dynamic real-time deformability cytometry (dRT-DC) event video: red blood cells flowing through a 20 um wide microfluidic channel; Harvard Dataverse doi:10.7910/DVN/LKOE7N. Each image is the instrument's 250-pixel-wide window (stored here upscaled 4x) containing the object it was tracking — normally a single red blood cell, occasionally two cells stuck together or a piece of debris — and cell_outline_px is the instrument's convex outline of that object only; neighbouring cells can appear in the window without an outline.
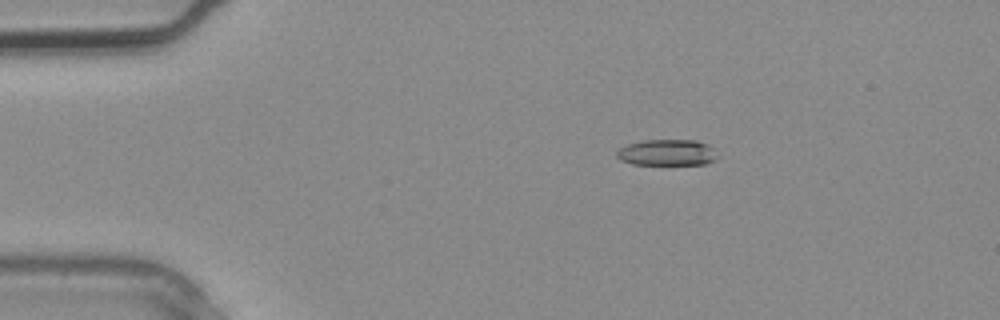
{"species": "common noctule bat (a hibernating species)", "species_latin": "Nyctalus noctula", "temperature_condition": "warm", "stored_images_in_passage": 1, "camera_frame_rate_fps": 3000, "um_per_image_px": 0.085, "animal": {"sex": "male", "body_mass_g": 20.4}, "frame": {"image": 1, "passage_image": 1, "time_ms": 0.0, "image_size_px": [1000, 320], "cell_outline_px": [[716, 156], [712, 160], [704, 164], [632, 164], [620, 160], [616, 156], [616, 152], [620, 148], [628, 144], [644, 140], [696, 140], [708, 144], [712, 148]], "centroid_in_image_um": [56.65, 12.96], "position_along_channel_um": 28.3, "area_um2": 15.14}}